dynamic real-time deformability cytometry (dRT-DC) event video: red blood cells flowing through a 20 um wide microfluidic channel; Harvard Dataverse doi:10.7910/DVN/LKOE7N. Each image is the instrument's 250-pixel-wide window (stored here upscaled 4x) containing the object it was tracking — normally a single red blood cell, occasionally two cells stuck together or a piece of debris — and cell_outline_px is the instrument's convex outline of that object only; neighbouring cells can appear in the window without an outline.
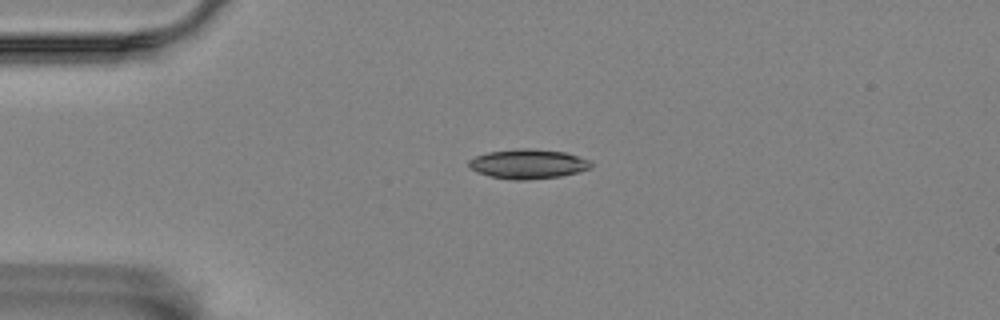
{"species": "Egyptian fruit bat (a non-hibernating species)", "species_latin": "Rousettus aegyptiacus", "temperature_condition": "room temperature", "stored_images_in_passage": 5, "camera_frame_rate_fps": 3000, "um_per_image_px": 0.085, "animal": {"sex": "female"}, "frame": {"image": 1, "passage_image": 3, "time_ms": 2.333, "image_size_px": [1000, 320], "cell_outline_px": [[592, 168], [560, 176], [524, 180], [516, 180], [492, 176], [476, 172], [468, 164], [468, 160], [476, 156], [488, 152], [520, 148], [528, 148], [564, 152], [592, 160]], "centroid_in_image_um": [44.91, 13.92], "position_along_channel_um": 40.1, "area_um2": 20.87}}
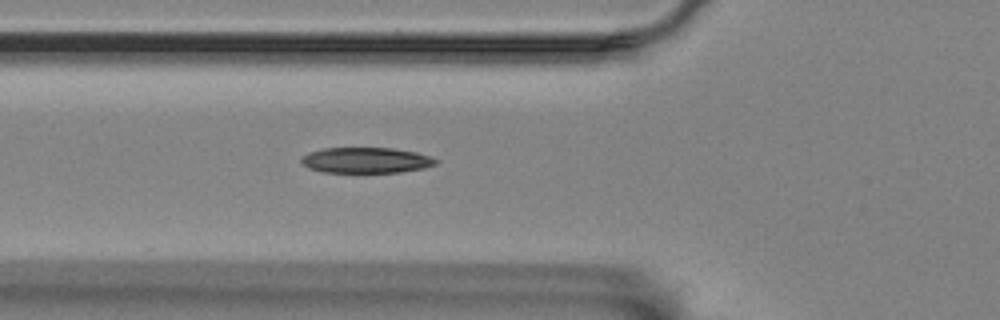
{"frame": {"image": 2, "passage_image": 5, "time_ms": 4.667, "image_size_px": [1000, 320], "cell_outline_px": [[440, 160], [436, 164], [424, 168], [400, 172], [320, 172], [308, 168], [300, 160], [304, 156], [312, 152], [324, 148], [392, 148], [416, 152]], "centroid_in_image_um": [31.14, 13.62], "position_along_channel_um": 94.7, "area_um2": 19.94}}